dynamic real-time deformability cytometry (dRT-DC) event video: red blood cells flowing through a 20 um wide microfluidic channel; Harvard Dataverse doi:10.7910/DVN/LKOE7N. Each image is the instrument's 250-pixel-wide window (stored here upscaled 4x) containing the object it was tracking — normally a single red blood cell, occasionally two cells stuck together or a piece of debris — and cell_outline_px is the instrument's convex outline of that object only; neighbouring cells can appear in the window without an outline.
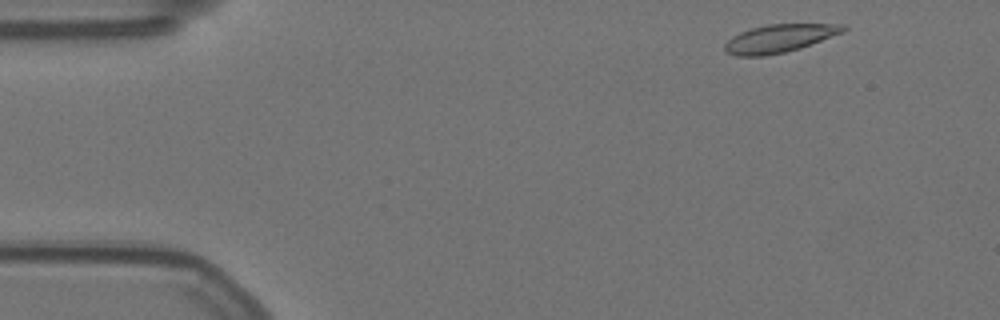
{"species": "Egyptian fruit bat (a non-hibernating species)", "species_latin": "Rousettus aegyptiacus", "temperature_condition": "warm", "stored_images_in_passage": 53, "camera_frame_rate_fps": 3000, "um_per_image_px": 0.085, "animal": {"sex": "female"}, "frame": {"image": 1, "passage_image": 2, "time_ms": 0.333, "image_size_px": [1000, 320], "cell_outline_px": [[848, 28], [844, 32], [800, 48], [784, 52], [764, 56], [736, 56], [724, 52], [724, 44], [732, 36], [740, 32], [752, 28], [768, 24], [844, 24]], "centroid_in_image_um": [66.23, 3.27], "position_along_channel_um": 18.8, "area_um2": 19.36}}
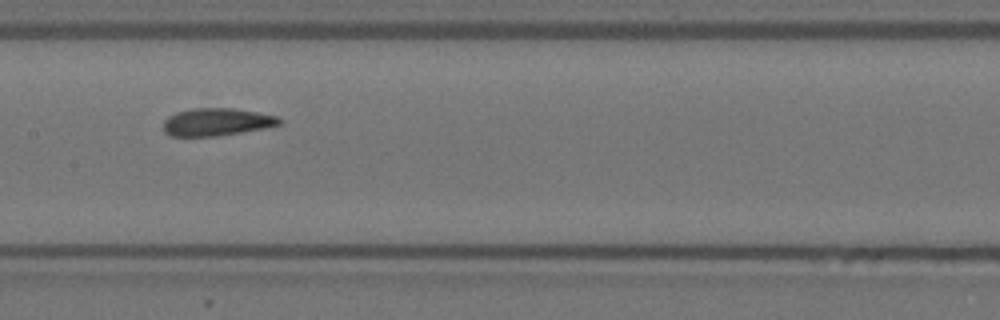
{"frame": {"image": 2, "passage_image": 24, "time_ms": 7.667, "image_size_px": [1000, 320], "cell_outline_px": [[284, 120], [280, 124], [264, 128], [216, 136], [172, 136], [164, 132], [164, 120], [168, 116], [176, 112], [192, 108], [232, 108], [280, 116]], "centroid_in_image_um": [18.43, 10.36], "position_along_channel_um": 189.0, "area_um2": 18.67}}
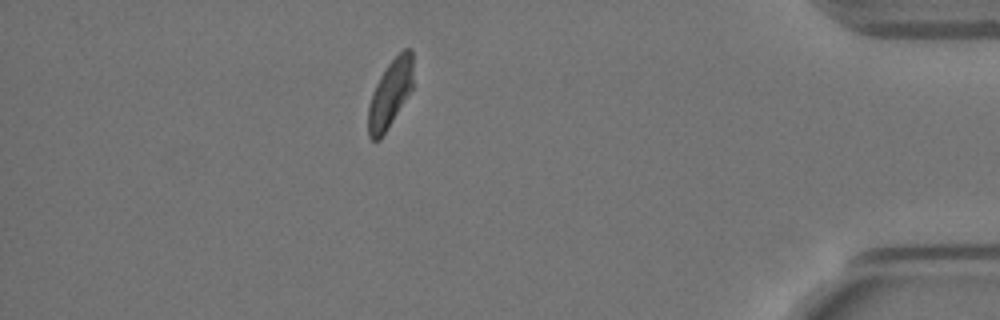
{"frame": {"image": 3, "passage_image": 46, "time_ms": 15.0, "image_size_px": [1000, 320], "cell_outline_px": [[412, 88], [380, 140], [372, 140], [368, 136], [368, 108], [372, 92], [380, 76], [388, 64], [404, 48], [412, 48]], "centroid_in_image_um": [33.14, 7.96], "position_along_channel_um": 402.1, "area_um2": 17.4}, "authors_computed_cell_mechanics": {"area_um2": 18.9584, "velocity_mm_per_s": 3.5237, "shape_relaxation_time_tau1_ms": 4.431, "shape_relaxation_time_tau2_ms": 1.7441, "deformation_change_tau1": 0.1291, "deformation_change_tau2": 0.0699}}